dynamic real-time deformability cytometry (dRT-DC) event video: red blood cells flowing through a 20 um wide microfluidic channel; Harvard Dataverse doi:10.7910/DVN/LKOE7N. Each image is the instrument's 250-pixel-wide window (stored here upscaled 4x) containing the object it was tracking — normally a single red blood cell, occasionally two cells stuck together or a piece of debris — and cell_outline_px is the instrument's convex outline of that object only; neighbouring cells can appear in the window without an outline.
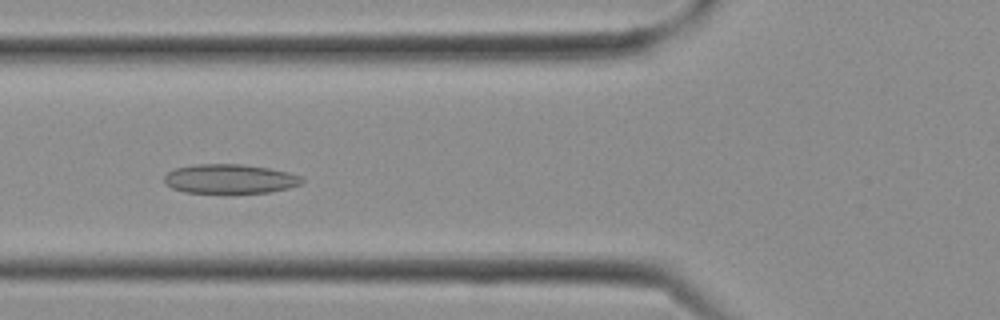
{"species": "Egyptian fruit bat (a non-hibernating species)", "species_latin": "Rousettus aegyptiacus", "temperature_condition": "cold", "stored_images_in_passage": 28, "camera_frame_rate_fps": 3000, "um_per_image_px": 0.085, "frame": {"image": 1, "passage_image": 10, "time_ms": 3.0, "image_size_px": [1000, 320], "cell_outline_px": [[304, 180], [300, 184], [288, 188], [268, 192], [228, 196], [184, 192], [172, 188], [164, 184], [164, 176], [168, 172], [176, 168], [196, 164], [244, 164], [268, 168], [288, 172], [300, 176]], "centroid_in_image_um": [19.5, 15.25], "position_along_channel_um": 106.3, "area_um2": 24.51}}
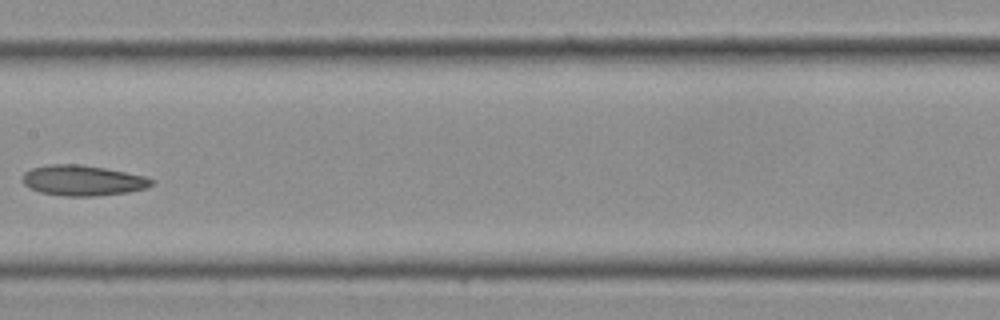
{"frame": {"image": 2, "passage_image": 14, "time_ms": 4.333, "image_size_px": [1000, 320], "cell_outline_px": [[152, 184], [148, 188], [128, 192], [96, 196], [64, 196], [40, 192], [28, 188], [20, 180], [24, 172], [32, 168], [48, 164], [80, 164], [104, 168], [144, 176], [152, 180]], "centroid_in_image_um": [6.97, 15.34], "position_along_channel_um": 200.4, "area_um2": 22.95}}
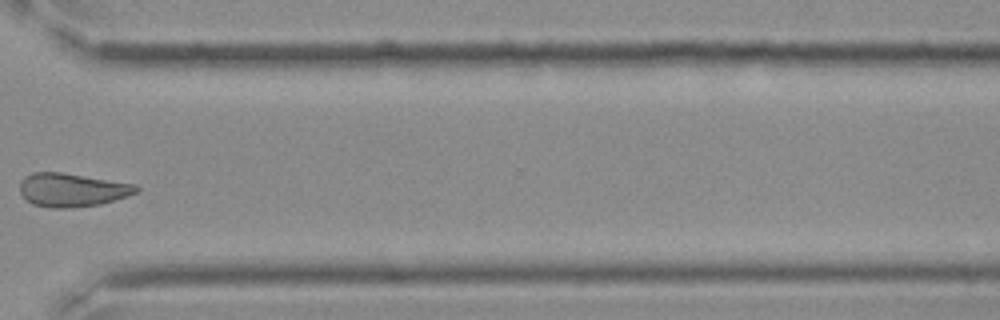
{"frame": {"image": 3, "passage_image": 21, "time_ms": 6.667, "image_size_px": [1000, 320], "cell_outline_px": [[140, 188], [136, 192], [128, 196], [100, 204], [72, 208], [52, 208], [32, 204], [20, 192], [20, 180], [24, 176], [32, 172], [60, 172], [136, 184]], "centroid_in_image_um": [6.11, 16.14], "position_along_channel_um": 364.5, "area_um2": 22.72}}